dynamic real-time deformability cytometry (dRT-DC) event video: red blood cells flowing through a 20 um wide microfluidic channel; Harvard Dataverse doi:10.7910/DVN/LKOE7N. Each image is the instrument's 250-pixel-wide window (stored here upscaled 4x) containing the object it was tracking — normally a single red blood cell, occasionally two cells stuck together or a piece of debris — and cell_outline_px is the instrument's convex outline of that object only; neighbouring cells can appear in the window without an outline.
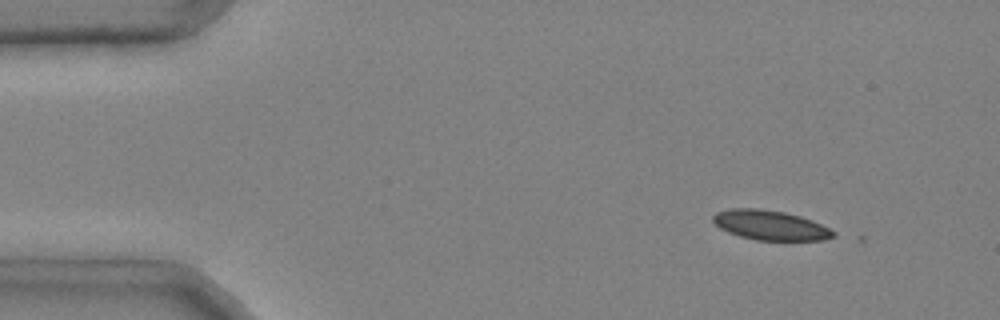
{"species": "common noctule bat (a hibernating species)", "species_latin": "Nyctalus noctula", "temperature_condition": "cold", "stored_images_in_passage": 5, "camera_frame_rate_fps": 3000, "um_per_image_px": 0.085, "animal": {"sex": "male", "body_mass_g": 20.4}, "frame": {"image": 1, "passage_image": 1, "time_ms": 0.0, "image_size_px": [1000, 320], "cell_outline_px": [[836, 236], [824, 240], [756, 240], [740, 236], [728, 232], [720, 228], [712, 220], [712, 216], [716, 212], [732, 208], [760, 208], [784, 212], [800, 216], [812, 220], [836, 232]], "centroid_in_image_um": [65.47, 19.14], "position_along_channel_um": 19.5, "area_um2": 20.81}}